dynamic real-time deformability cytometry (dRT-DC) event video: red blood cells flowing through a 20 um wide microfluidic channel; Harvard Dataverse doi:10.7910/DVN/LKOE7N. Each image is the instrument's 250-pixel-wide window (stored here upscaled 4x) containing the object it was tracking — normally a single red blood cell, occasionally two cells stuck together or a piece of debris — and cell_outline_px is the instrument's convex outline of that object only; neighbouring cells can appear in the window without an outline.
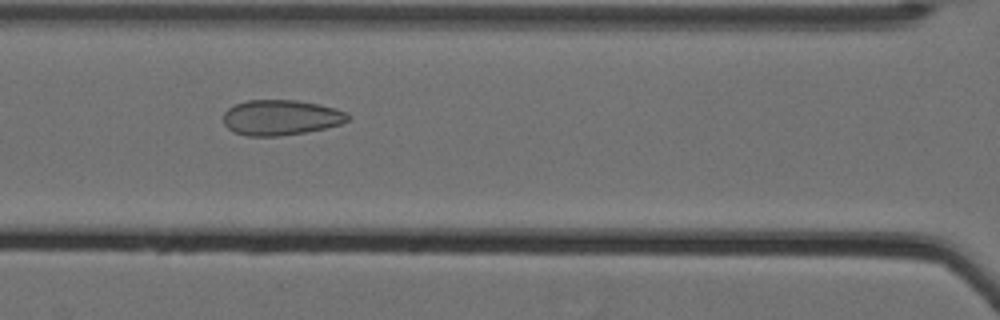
{"species": "Egyptian fruit bat (a non-hibernating species)", "species_latin": "Rousettus aegyptiacus", "temperature_condition": "cold", "stored_images_in_passage": 62, "camera_frame_rate_fps": 3000, "um_per_image_px": 0.085, "animal": {"sex": "female"}, "frame": {"image": 1, "passage_image": 32, "time_ms": 10.333, "image_size_px": [1000, 320], "cell_outline_px": [[352, 116], [348, 120], [340, 124], [324, 128], [304, 132], [280, 136], [248, 136], [232, 132], [224, 124], [224, 112], [228, 108], [236, 104], [248, 100], [296, 100], [320, 104], [336, 108], [348, 112]], "centroid_in_image_um": [23.89, 9.98], "position_along_channel_um": 142.7, "area_um2": 25.78}}
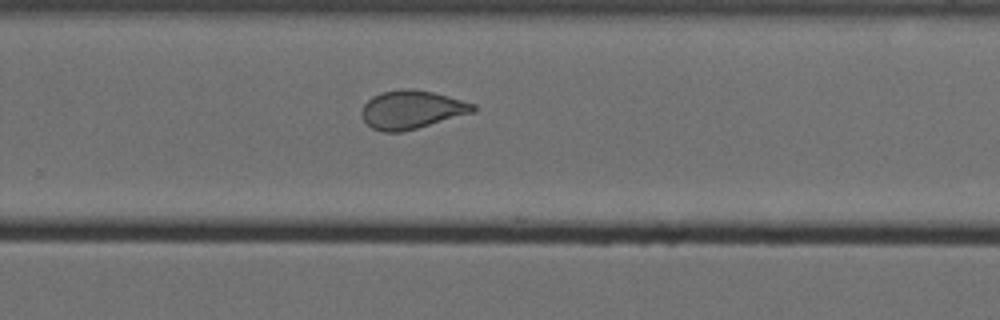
{"frame": {"image": 2, "passage_image": 45, "time_ms": 14.667, "image_size_px": [1000, 320], "cell_outline_px": [[476, 112], [416, 128], [400, 132], [384, 132], [372, 128], [364, 120], [360, 112], [364, 104], [372, 96], [384, 92], [400, 88], [408, 88], [432, 92], [448, 96], [476, 104]], "centroid_in_image_um": [35.0, 9.31], "position_along_channel_um": 294.8, "area_um2": 24.85}}
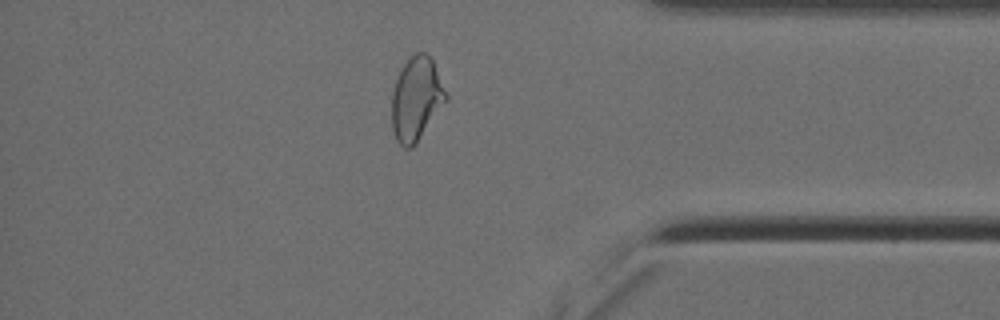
{"frame": {"image": 3, "passage_image": 55, "time_ms": 18.0, "image_size_px": [1000, 320], "cell_outline_px": [[448, 100], [416, 144], [412, 148], [404, 148], [396, 140], [392, 128], [392, 92], [396, 80], [404, 64], [416, 52], [424, 52], [432, 60], [448, 96]], "centroid_in_image_um": [35.39, 8.45], "position_along_channel_um": 399.8, "area_um2": 26.24}, "authors_computed_cell_mechanics": {"area_um2": 28.322, "velocity_mm_per_s": 3.5146, "shape_relaxation_time_tau1_ms": null, "shape_relaxation_time_tau2_ms": 1.3142, "deformation_change_tau1": null, "deformation_change_tau2": 0.0818}}